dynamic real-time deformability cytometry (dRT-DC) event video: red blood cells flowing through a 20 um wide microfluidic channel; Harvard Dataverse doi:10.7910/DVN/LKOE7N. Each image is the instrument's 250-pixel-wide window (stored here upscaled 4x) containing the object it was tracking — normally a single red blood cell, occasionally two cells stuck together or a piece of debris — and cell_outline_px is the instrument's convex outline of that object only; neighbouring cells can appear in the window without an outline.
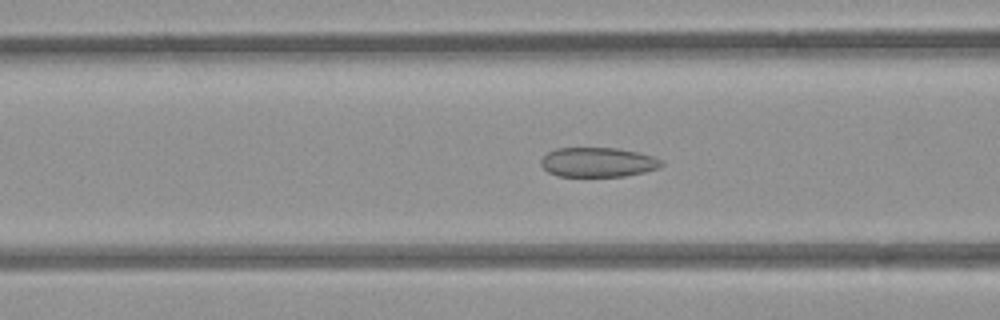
{"species": "common noctule bat (a hibernating species)", "species_latin": "Nyctalus noctula", "temperature_condition": "room temperature", "stored_images_in_passage": 50, "camera_frame_rate_fps": 3000, "um_per_image_px": 0.085, "animal": {"sex": "female", "body_mass_g": 21.9}, "frame": {"image": 1, "passage_image": 18, "time_ms": 5.667, "image_size_px": [1000, 320], "cell_outline_px": [[664, 164], [660, 168], [644, 172], [624, 176], [560, 176], [548, 172], [540, 164], [540, 160], [548, 152], [556, 148], [616, 148], [640, 152], [652, 156], [660, 160]], "centroid_in_image_um": [50.83, 13.78], "position_along_channel_um": 115.8, "area_um2": 20.75}}
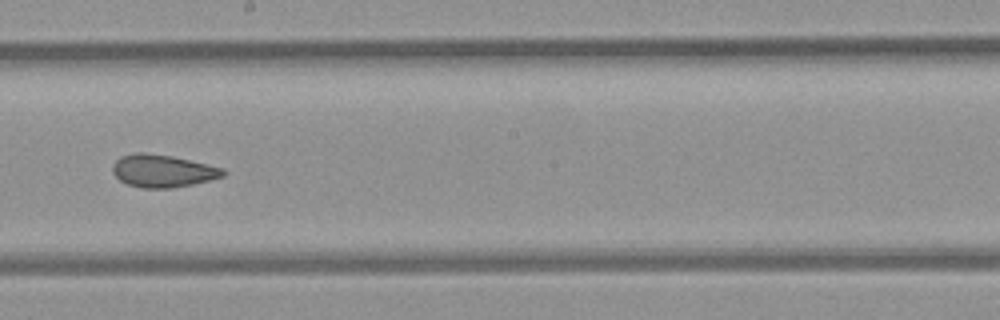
{"frame": {"image": 2, "passage_image": 27, "time_ms": 8.667, "image_size_px": [1000, 320], "cell_outline_px": [[228, 172], [224, 176], [192, 184], [172, 188], [140, 188], [128, 184], [120, 180], [112, 172], [112, 164], [120, 156], [140, 152], [144, 152], [172, 156], [224, 168]], "centroid_in_image_um": [13.82, 14.52], "position_along_channel_um": 234.4, "area_um2": 20.98}}
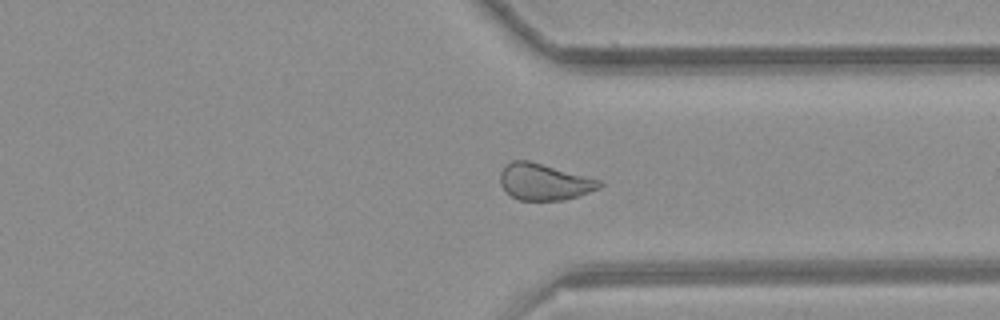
{"frame": {"image": 3, "passage_image": 37, "time_ms": 12.0, "image_size_px": [1000, 320], "cell_outline_px": [[604, 184], [600, 188], [564, 200], [520, 200], [512, 196], [500, 184], [500, 172], [512, 160], [528, 160], [604, 180]], "centroid_in_image_um": [46.3, 15.45], "position_along_channel_um": 365.1, "area_um2": 21.1}, "authors_computed_cell_mechanics": {"area_um2": 21.9929, "velocity_mm_per_s": 3.9362, "shape_relaxation_time_tau1_ms": null, "shape_relaxation_time_tau2_ms": 1.8099, "deformation_change_tau1": null, "deformation_change_tau2": 0.0714}}